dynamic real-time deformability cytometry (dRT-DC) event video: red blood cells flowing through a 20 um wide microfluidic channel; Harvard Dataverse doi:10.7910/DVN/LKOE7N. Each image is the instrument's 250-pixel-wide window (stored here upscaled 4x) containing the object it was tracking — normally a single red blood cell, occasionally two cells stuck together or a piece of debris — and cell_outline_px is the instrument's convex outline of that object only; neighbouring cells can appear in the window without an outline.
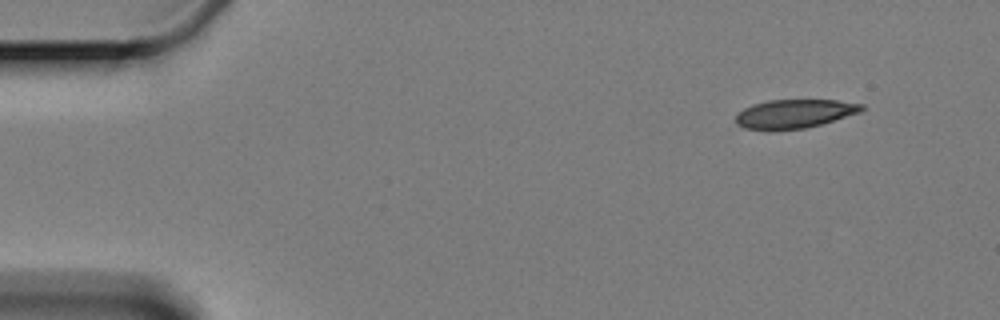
{"species": "Egyptian fruit bat (a non-hibernating species)", "species_latin": "Rousettus aegyptiacus", "temperature_condition": "cold", "stored_images_in_passage": 4, "camera_frame_rate_fps": 3000, "um_per_image_px": 0.085, "animal": {"sex": "female"}, "frame": {"image": 1, "passage_image": 1, "time_ms": 0.0, "image_size_px": [1000, 320], "cell_outline_px": [[868, 108], [860, 112], [820, 124], [804, 128], [744, 128], [736, 124], [736, 116], [744, 108], [752, 104], [768, 100], [836, 100], [864, 104]], "centroid_in_image_um": [67.59, 9.63], "position_along_channel_um": 17.4, "area_um2": 20.58}}
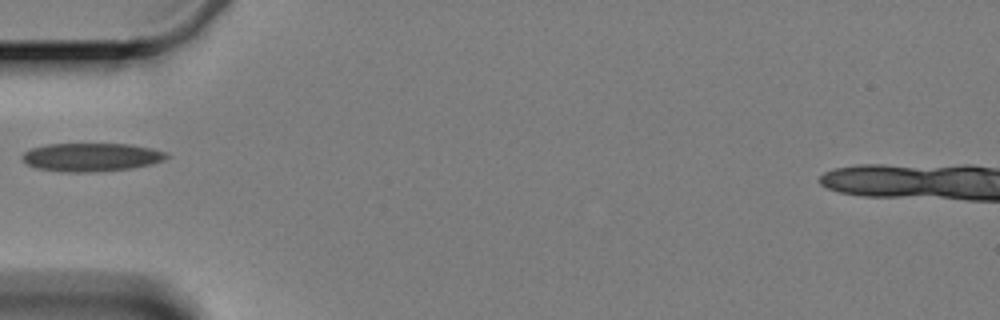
{"frame": {"image": 2, "passage_image": 4, "time_ms": 4.667, "image_size_px": [1000, 320], "cell_outline_px": [[168, 156], [160, 160], [148, 164], [132, 168], [88, 172], [68, 172], [36, 168], [28, 164], [20, 156], [24, 152], [32, 148], [44, 144], [132, 144], [152, 148], [168, 152]], "centroid_in_image_um": [7.73, 13.34], "position_along_channel_um": 77.3, "area_um2": 23.64}}